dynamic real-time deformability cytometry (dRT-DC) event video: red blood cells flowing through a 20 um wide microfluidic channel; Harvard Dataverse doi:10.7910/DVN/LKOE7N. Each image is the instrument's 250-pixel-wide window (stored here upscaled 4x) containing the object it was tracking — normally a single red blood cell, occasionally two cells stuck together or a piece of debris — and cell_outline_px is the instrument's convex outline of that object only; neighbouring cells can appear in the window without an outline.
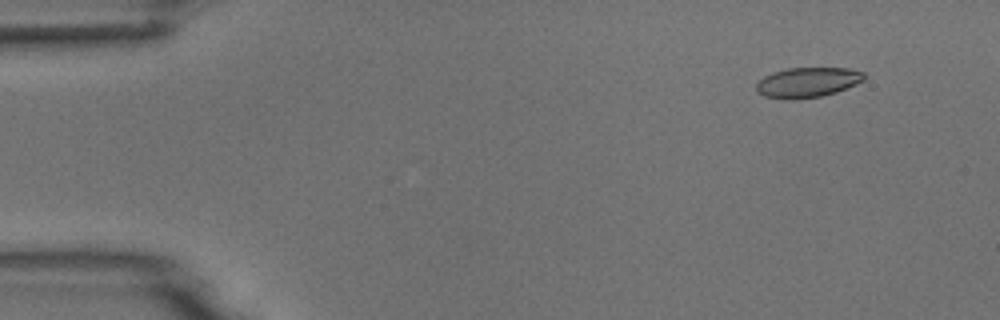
{"species": "common noctule bat (a hibernating species)", "species_latin": "Nyctalus noctula", "temperature_condition": "room temperature", "stored_images_in_passage": 5, "camera_frame_rate_fps": 3000, "um_per_image_px": 0.085, "animal": {"sex": "male", "body_mass_g": 18.8}, "frame": {"image": 1, "passage_image": 2, "time_ms": 1.333, "image_size_px": [1000, 320], "cell_outline_px": [[864, 80], [856, 84], [836, 92], [820, 96], [796, 100], [788, 100], [764, 96], [756, 92], [756, 84], [764, 76], [772, 72], [788, 68], [848, 68], [864, 72]], "centroid_in_image_um": [68.61, 7.01], "position_along_channel_um": 16.4, "area_um2": 18.96}}
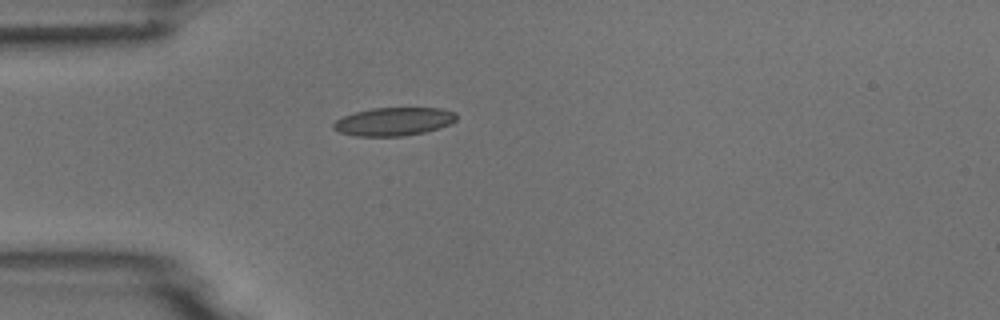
{"frame": {"image": 2, "passage_image": 5, "time_ms": 4.667, "image_size_px": [1000, 320], "cell_outline_px": [[456, 120], [452, 124], [440, 128], [424, 132], [404, 136], [356, 136], [340, 132], [332, 128], [332, 124], [336, 120], [344, 116], [356, 112], [372, 108], [440, 108], [456, 112]], "centroid_in_image_um": [33.5, 10.33], "position_along_channel_um": 51.5, "area_um2": 20.29}}